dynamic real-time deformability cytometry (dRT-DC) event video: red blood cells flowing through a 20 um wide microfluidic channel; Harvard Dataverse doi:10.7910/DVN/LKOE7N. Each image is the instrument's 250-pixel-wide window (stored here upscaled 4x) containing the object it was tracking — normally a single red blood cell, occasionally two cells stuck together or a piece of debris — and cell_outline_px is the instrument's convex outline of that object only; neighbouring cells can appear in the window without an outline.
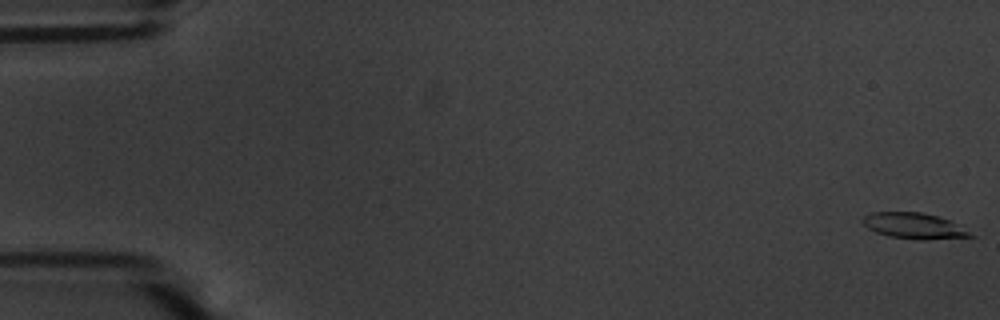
{"species": "common noctule bat (a hibernating species)", "species_latin": "Nyctalus noctula", "temperature_condition": "warm", "stored_images_in_passage": 56, "camera_frame_rate_fps": 3000, "um_per_image_px": 0.085, "animal": {"sex": "male", "body_mass_g": 20.1, "forearm_length_mm": 53.5}, "frame": {"image": 1, "passage_image": 1, "time_ms": 0.0, "image_size_px": [1000, 320], "cell_outline_px": [[976, 236], [928, 240], [920, 240], [888, 236], [876, 232], [868, 228], [860, 220], [864, 216], [872, 212], [920, 212], [940, 216], [948, 220]], "centroid_in_image_um": [77.65, 19.2], "position_along_channel_um": 7.3, "area_um2": 16.13}}
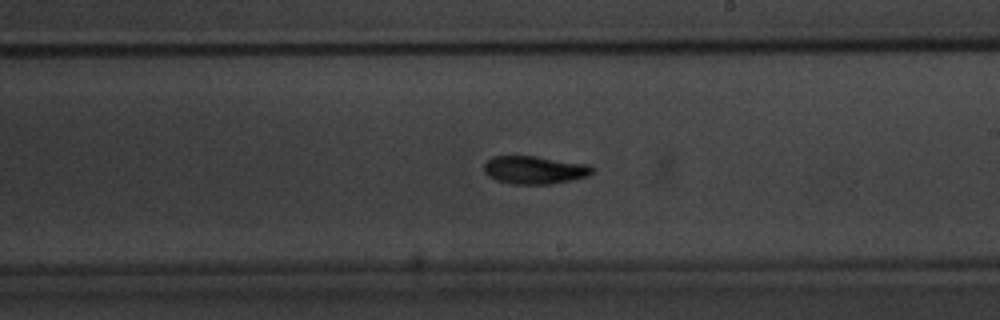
{"frame": {"image": 2, "passage_image": 33, "time_ms": 10.667, "image_size_px": [1000, 320], "cell_outline_px": [[596, 168], [588, 176], [572, 180], [552, 184], [512, 184], [496, 180], [488, 176], [484, 172], [484, 164], [492, 156], [536, 156], [592, 164]], "centroid_in_image_um": [45.48, 14.44], "position_along_channel_um": 243.5, "area_um2": 17.98}}
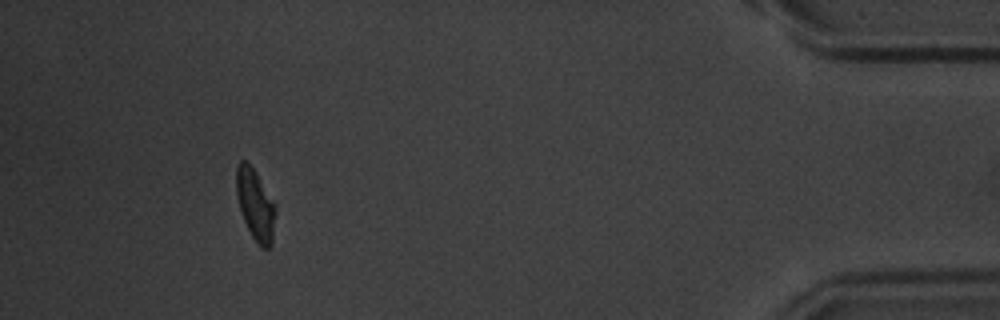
{"frame": {"image": 3, "passage_image": 52, "time_ms": 17.0, "image_size_px": [1000, 320], "cell_outline_px": [[276, 212], [272, 244], [268, 248], [260, 248], [252, 236], [244, 220], [240, 208], [236, 192], [236, 164], [240, 160], [248, 160], [256, 172], [276, 204]], "centroid_in_image_um": [21.72, 17.36], "position_along_channel_um": 413.5, "area_um2": 16.47}, "authors_computed_cell_mechanics": {"area_um2": 17.1088, "velocity_mm_per_s": 3.6366, "shape_relaxation_time_tau1_ms": 4.4796, "shape_relaxation_time_tau2_ms": 3.7912, "deformation_change_tau1": 0.1697, "deformation_change_tau2": 0.107}}